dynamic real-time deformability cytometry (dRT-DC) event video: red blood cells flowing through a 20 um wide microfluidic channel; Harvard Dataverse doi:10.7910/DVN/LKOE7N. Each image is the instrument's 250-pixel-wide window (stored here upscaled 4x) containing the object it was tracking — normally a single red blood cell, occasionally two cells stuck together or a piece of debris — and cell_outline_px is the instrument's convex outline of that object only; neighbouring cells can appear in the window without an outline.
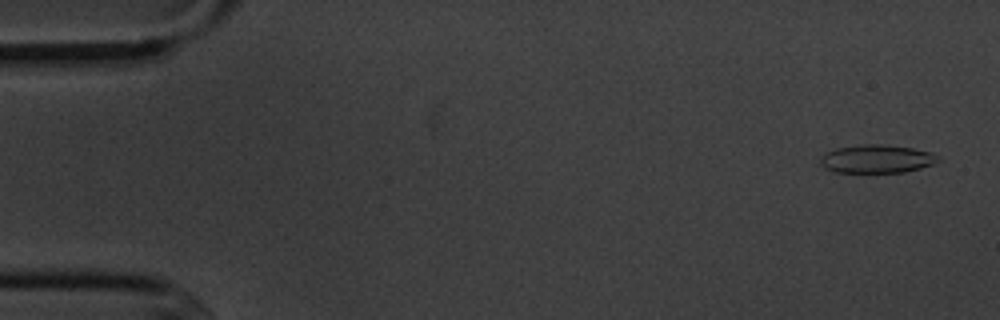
{"species": "common noctule bat (a hibernating species)", "species_latin": "Nyctalus noctula", "temperature_condition": "cold", "stored_images_in_passage": 7, "camera_frame_rate_fps": 3000, "um_per_image_px": 0.085, "animal": {"sex": "male", "body_mass_g": 20.1, "forearm_length_mm": 53.5}, "frame": {"image": 1, "passage_image": 7, "time_ms": 7.333, "image_size_px": [1000, 320], "cell_outline_px": [[940, 160], [932, 164], [920, 168], [904, 172], [832, 172], [824, 168], [820, 164], [820, 156], [836, 148], [860, 144], [880, 144], [912, 148], [932, 152], [940, 156]], "centroid_in_image_um": [74.51, 13.5], "position_along_channel_um": 10.5, "area_um2": 19.48}}